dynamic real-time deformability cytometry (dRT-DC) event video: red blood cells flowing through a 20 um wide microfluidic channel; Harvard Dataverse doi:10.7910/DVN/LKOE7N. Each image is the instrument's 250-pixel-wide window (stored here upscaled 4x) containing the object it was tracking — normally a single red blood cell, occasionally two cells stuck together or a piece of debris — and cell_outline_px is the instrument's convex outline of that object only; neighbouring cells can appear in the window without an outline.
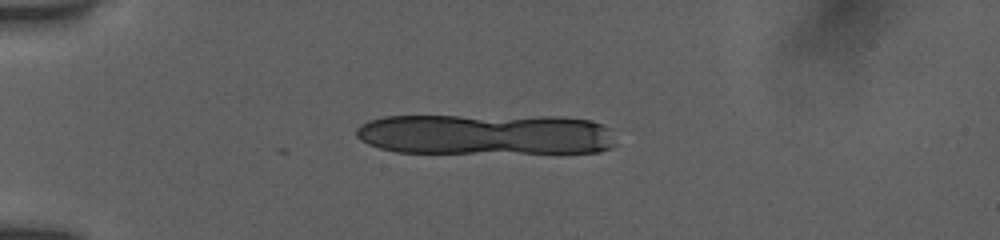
{"species": "human", "species_latin": "Homo sapiens", "temperature_condition": "room temperature", "stored_images_in_passage": 5, "camera_frame_rate_fps": 3000, "um_per_image_px": 0.085, "donor": {"sex": "female"}, "frame": {"image": 1, "passage_image": 1, "time_ms": 0.0, "image_size_px": [1000, 240], "cell_outline_px": [[616, 144], [612, 148], [600, 152], [396, 152], [380, 148], [368, 144], [360, 140], [356, 136], [356, 128], [360, 124], [368, 120], [384, 116], [564, 116], [592, 120], [604, 124], [608, 128]], "centroid_in_image_um": [41.29, 11.4], "position_along_channel_um": 43.7, "area_um2": 62.31}}